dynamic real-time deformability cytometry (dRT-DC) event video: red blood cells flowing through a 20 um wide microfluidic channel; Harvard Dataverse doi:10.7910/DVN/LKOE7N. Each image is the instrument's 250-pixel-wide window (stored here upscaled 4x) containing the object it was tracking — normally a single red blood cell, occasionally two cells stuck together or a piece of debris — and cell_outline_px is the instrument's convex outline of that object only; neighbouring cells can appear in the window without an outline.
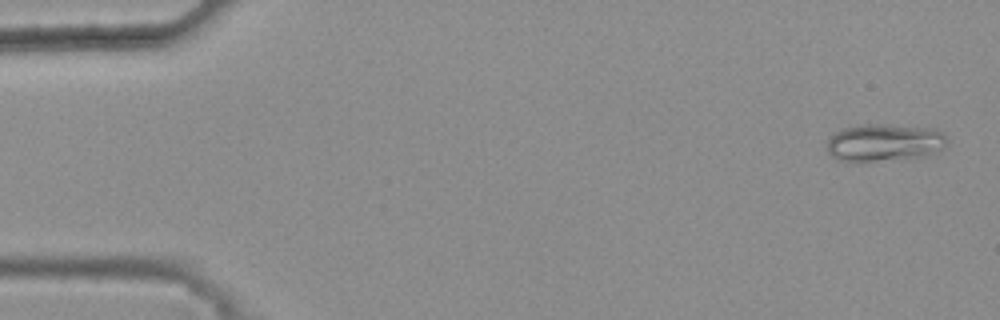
{"species": "common noctule bat (a hibernating species)", "species_latin": "Nyctalus noctula", "temperature_condition": "warm", "stored_images_in_passage": 7, "camera_frame_rate_fps": 3000, "um_per_image_px": 0.085, "animal": {"sex": "female", "body_mass_g": 25.1}, "frame": {"image": 1, "passage_image": 1, "time_ms": 0.0, "image_size_px": [1000, 320], "cell_outline_px": [[948, 144], [944, 148], [932, 152], [916, 156], [872, 160], [836, 160], [828, 152], [828, 140], [832, 132], [844, 128], [864, 124], [884, 124], [932, 128], [940, 132], [948, 140]], "centroid_in_image_um": [75.13, 12.07], "position_along_channel_um": 9.9, "area_um2": 25.49}}
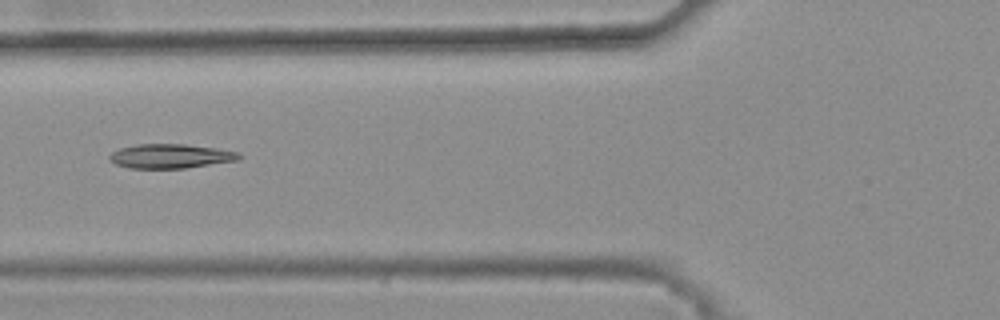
{"frame": {"image": 2, "passage_image": 6, "time_ms": 1.667, "image_size_px": [1000, 320], "cell_outline_px": [[244, 156], [240, 160], [184, 168], [128, 168], [116, 164], [108, 160], [108, 156], [112, 152], [120, 148], [136, 144], [184, 144], [216, 148], [240, 152]], "centroid_in_image_um": [14.52, 13.27], "position_along_channel_um": 111.3, "area_um2": 18.5}}
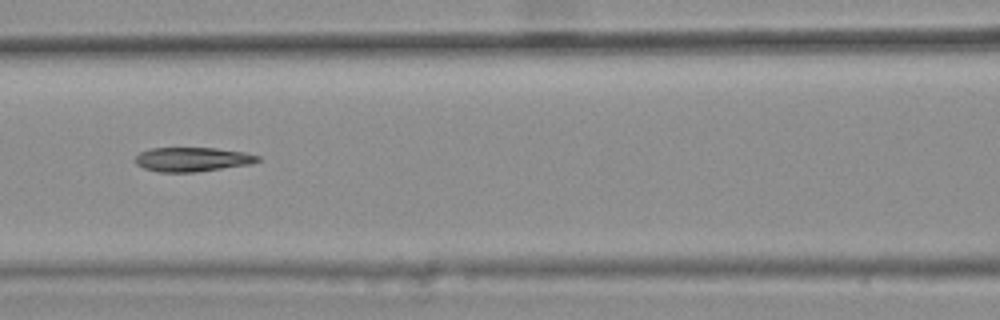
{"frame": {"image": 3, "passage_image": 7, "time_ms": 2.0, "image_size_px": [1000, 320], "cell_outline_px": [[260, 160], [252, 164], [196, 172], [160, 172], [144, 168], [136, 164], [132, 160], [140, 152], [152, 148], [216, 148], [244, 152], [260, 156]], "centroid_in_image_um": [16.34, 13.55], "position_along_channel_um": 150.3, "area_um2": 17.4}}